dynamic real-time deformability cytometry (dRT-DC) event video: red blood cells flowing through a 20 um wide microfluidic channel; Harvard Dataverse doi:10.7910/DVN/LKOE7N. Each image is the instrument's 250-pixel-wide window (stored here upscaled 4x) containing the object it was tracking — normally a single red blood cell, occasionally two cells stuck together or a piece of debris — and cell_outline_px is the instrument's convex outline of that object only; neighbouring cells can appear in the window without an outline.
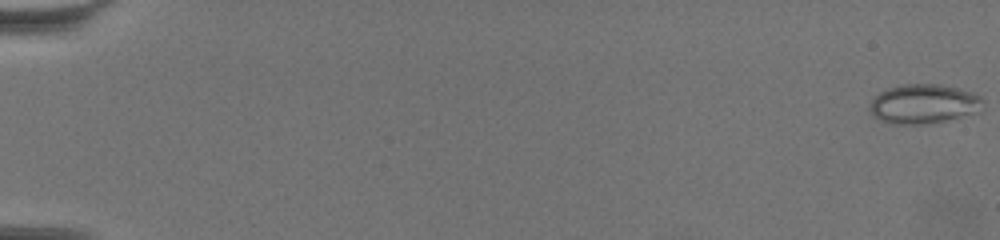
{"species": "common noctule bat (a hibernating species)", "species_latin": "Nyctalus noctula", "temperature_condition": "warm", "stored_images_in_passage": 64, "camera_frame_rate_fps": 3000, "um_per_image_px": 0.085, "animal": {"sex": "female", "body_mass_g": 19.5, "forearm_length_mm": 54.1}, "frame": {"image": 1, "passage_image": 1, "time_ms": 0.0, "image_size_px": [1000, 240], "cell_outline_px": [[984, 100], [968, 112], [956, 116], [940, 120], [920, 124], [900, 124], [884, 120], [876, 116], [868, 108], [872, 100], [880, 92], [888, 88], [904, 84], [940, 84], [972, 92], [980, 96]], "centroid_in_image_um": [78.41, 8.78], "position_along_channel_um": 6.6, "area_um2": 24.57}}
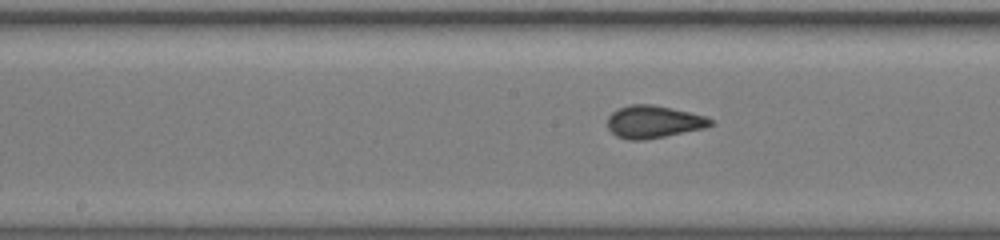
{"frame": {"image": 2, "passage_image": 35, "time_ms": 11.333, "image_size_px": [1000, 240], "cell_outline_px": [[712, 124], [704, 128], [644, 140], [628, 140], [616, 136], [608, 128], [608, 116], [612, 112], [620, 108], [632, 104], [652, 104], [672, 108], [704, 116], [712, 120]], "centroid_in_image_um": [55.51, 10.35], "position_along_channel_um": 192.7, "area_um2": 19.25}}
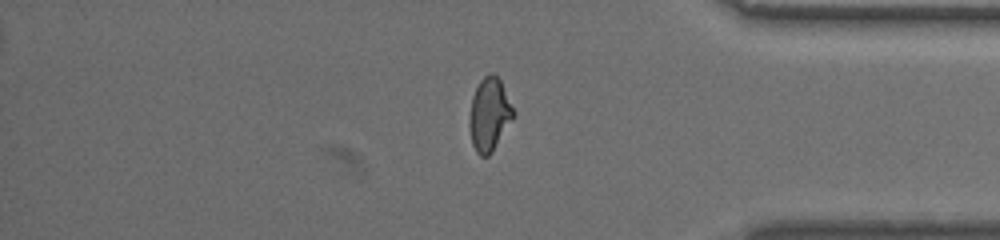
{"frame": {"image": 3, "passage_image": 54, "time_ms": 17.667, "image_size_px": [1000, 240], "cell_outline_px": [[516, 112], [492, 152], [488, 156], [480, 156], [476, 152], [472, 144], [468, 124], [472, 96], [480, 80], [484, 76], [492, 72], [500, 80]], "centroid_in_image_um": [41.58, 9.73], "position_along_channel_um": 393.6, "area_um2": 18.67}}